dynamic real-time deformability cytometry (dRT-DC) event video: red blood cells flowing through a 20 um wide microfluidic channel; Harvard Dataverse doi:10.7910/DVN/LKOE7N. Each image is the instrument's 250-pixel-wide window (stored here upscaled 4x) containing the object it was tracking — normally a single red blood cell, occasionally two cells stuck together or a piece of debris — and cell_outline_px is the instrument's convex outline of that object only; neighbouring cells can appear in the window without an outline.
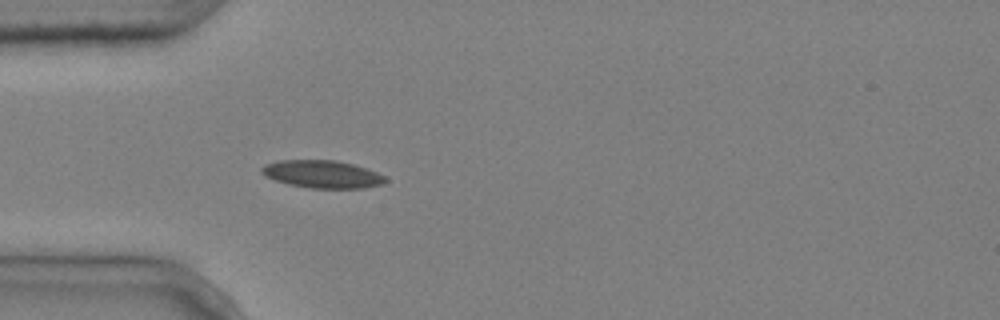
{"species": "common noctule bat (a hibernating species)", "species_latin": "Nyctalus noctula", "temperature_condition": "cold", "stored_images_in_passage": 4, "camera_frame_rate_fps": 3000, "um_per_image_px": 0.085, "animal": {"sex": "male", "body_mass_g": 20.4}, "frame": {"image": 1, "passage_image": 4, "time_ms": 1.0, "image_size_px": [1000, 320], "cell_outline_px": [[388, 180], [380, 184], [364, 188], [312, 188], [288, 184], [264, 176], [260, 172], [260, 168], [264, 164], [280, 160], [336, 160], [352, 164], [376, 172], [384, 176]], "centroid_in_image_um": [27.34, 14.8], "position_along_channel_um": 57.7, "area_um2": 19.83}}